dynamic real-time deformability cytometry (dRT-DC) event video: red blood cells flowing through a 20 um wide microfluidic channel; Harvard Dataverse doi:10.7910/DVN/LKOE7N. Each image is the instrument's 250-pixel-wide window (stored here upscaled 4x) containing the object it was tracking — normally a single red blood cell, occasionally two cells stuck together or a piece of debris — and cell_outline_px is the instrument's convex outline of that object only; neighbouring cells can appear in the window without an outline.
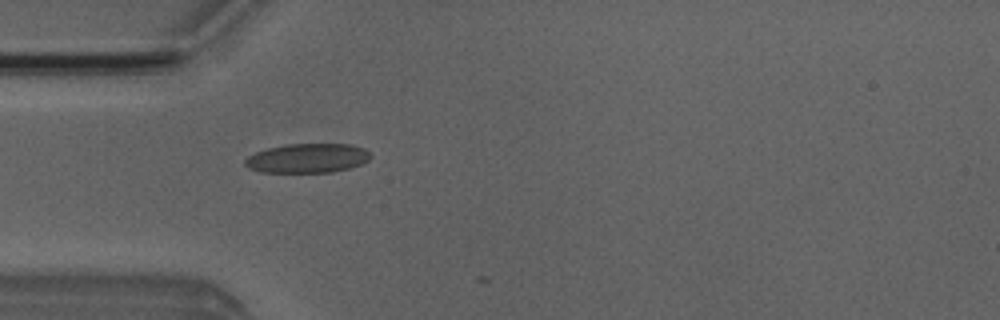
{"species": "Egyptian fruit bat (a non-hibernating species)", "species_latin": "Rousettus aegyptiacus", "temperature_condition": "room temperature", "stored_images_in_passage": 1, "camera_frame_rate_fps": 3000, "um_per_image_px": 0.085, "animal": {"sex": "male"}, "frame": {"image": 1, "passage_image": 1, "time_ms": 0.0, "image_size_px": [1000, 320], "cell_outline_px": [[372, 156], [368, 160], [360, 164], [348, 168], [332, 172], [260, 172], [248, 168], [244, 164], [244, 160], [248, 156], [256, 152], [268, 148], [288, 144], [348, 144], [364, 148]], "centroid_in_image_um": [26.11, 13.45], "position_along_channel_um": 58.9, "area_um2": 21.33}}